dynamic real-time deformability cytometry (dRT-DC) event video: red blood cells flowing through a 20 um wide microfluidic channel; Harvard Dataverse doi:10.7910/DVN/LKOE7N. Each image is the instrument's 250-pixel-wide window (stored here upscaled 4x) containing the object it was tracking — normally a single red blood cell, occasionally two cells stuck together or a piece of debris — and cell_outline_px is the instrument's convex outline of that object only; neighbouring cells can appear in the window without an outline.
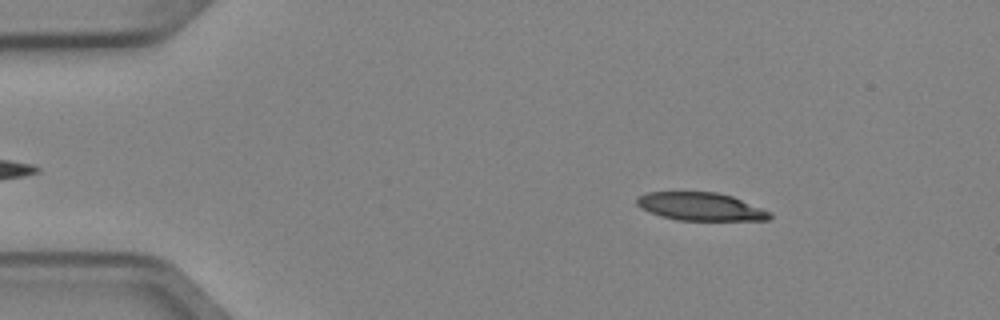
{"species": "Egyptian fruit bat (a non-hibernating species)", "species_latin": "Rousettus aegyptiacus", "temperature_condition": "cold", "stored_images_in_passage": 4, "camera_frame_rate_fps": 3000, "um_per_image_px": 0.085, "animal": {"sex": "female"}, "frame": {"image": 1, "passage_image": 2, "time_ms": 0.333, "image_size_px": [1000, 320], "cell_outline_px": [[772, 216], [768, 220], [676, 220], [660, 216], [648, 212], [640, 208], [636, 204], [636, 196], [648, 192], [716, 192], [732, 196], [772, 212]], "centroid_in_image_um": [59.52, 17.56], "position_along_channel_um": 25.5, "area_um2": 21.85}}